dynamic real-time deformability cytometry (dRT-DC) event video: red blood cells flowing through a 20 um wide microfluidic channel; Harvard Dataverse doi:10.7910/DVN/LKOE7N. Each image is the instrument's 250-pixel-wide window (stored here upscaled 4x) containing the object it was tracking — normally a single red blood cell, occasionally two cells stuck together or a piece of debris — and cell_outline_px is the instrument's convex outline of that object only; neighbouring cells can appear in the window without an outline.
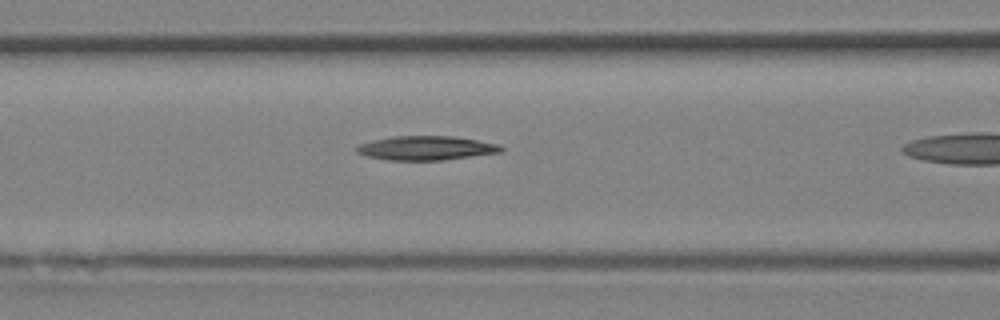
{"species": "Egyptian fruit bat (a non-hibernating species)", "species_latin": "Rousettus aegyptiacus", "temperature_condition": "room temperature", "stored_images_in_passage": 7, "camera_frame_rate_fps": 3000, "um_per_image_px": 0.085, "animal": {"sex": "female"}, "frame": {"image": 1, "passage_image": 6, "time_ms": 1.667, "image_size_px": [1000, 320], "cell_outline_px": [[504, 152], [440, 160], [388, 160], [368, 156], [356, 152], [356, 148], [360, 144], [372, 140], [392, 136], [452, 136], [500, 144], [504, 148]], "centroid_in_image_um": [36.25, 12.58], "position_along_channel_um": 130.4, "area_um2": 20.23}}